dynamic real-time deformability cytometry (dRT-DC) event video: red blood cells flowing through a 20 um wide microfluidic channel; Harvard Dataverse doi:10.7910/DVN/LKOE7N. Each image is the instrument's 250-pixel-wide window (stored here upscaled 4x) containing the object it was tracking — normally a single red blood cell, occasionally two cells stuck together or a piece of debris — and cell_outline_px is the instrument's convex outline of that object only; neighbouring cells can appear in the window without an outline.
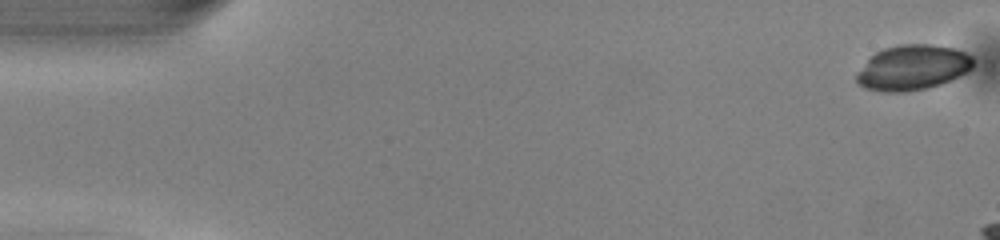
{"species": "common noctule bat (a hibernating species)", "species_latin": "Nyctalus noctula", "temperature_condition": "warm", "stored_images_in_passage": 44, "camera_frame_rate_fps": 3000, "um_per_image_px": 0.085, "animal": {"sex": "male", "body_mass_g": 13.0, "forearm_length_mm": 53.1}, "frame": {"image": 1, "passage_image": 1, "time_ms": 0.0, "image_size_px": [1000, 240], "cell_outline_px": [[972, 68], [968, 72], [940, 84], [928, 88], [904, 92], [884, 92], [864, 88], [856, 80], [856, 72], [876, 52], [884, 48], [900, 44], [932, 44], [952, 48], [964, 52], [972, 56]], "centroid_in_image_um": [77.56, 5.75], "position_along_channel_um": 7.4, "area_um2": 30.58}}
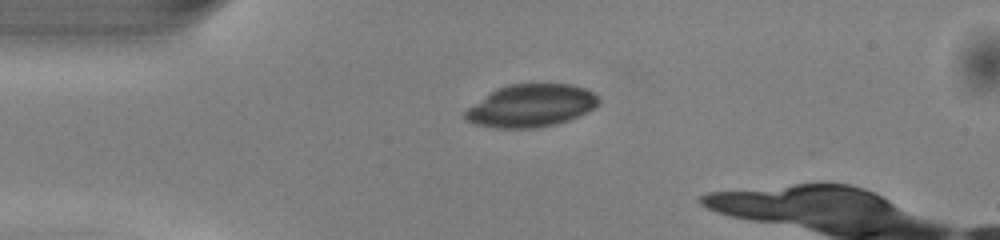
{"frame": {"image": 2, "passage_image": 12, "time_ms": 3.667, "image_size_px": [1000, 240], "cell_outline_px": [[600, 104], [568, 120], [556, 124], [536, 128], [496, 128], [476, 124], [468, 120], [464, 116], [464, 112], [468, 108], [496, 88], [508, 84], [572, 84], [588, 88], [600, 96]], "centroid_in_image_um": [45.17, 8.97], "position_along_channel_um": 39.8, "area_um2": 33.12}}
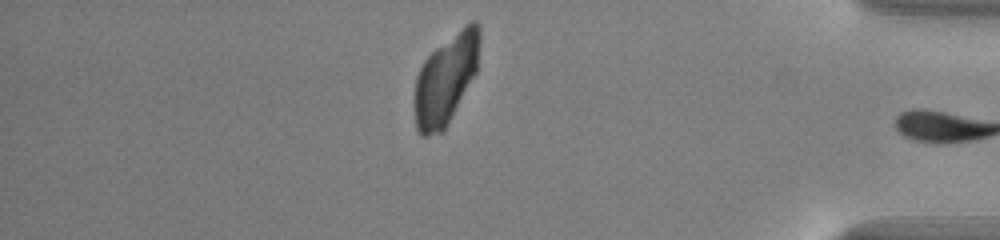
{"frame": {"image": 3, "passage_image": 43, "time_ms": 14.0, "image_size_px": [1000, 240], "cell_outline_px": [[480, 40], [476, 72], [444, 132], [428, 136], [420, 136], [416, 128], [416, 76], [424, 60], [436, 48], [464, 24], [472, 20], [476, 20], [480, 24]], "centroid_in_image_um": [37.93, 6.71], "position_along_channel_um": 397.3, "area_um2": 33.99}}